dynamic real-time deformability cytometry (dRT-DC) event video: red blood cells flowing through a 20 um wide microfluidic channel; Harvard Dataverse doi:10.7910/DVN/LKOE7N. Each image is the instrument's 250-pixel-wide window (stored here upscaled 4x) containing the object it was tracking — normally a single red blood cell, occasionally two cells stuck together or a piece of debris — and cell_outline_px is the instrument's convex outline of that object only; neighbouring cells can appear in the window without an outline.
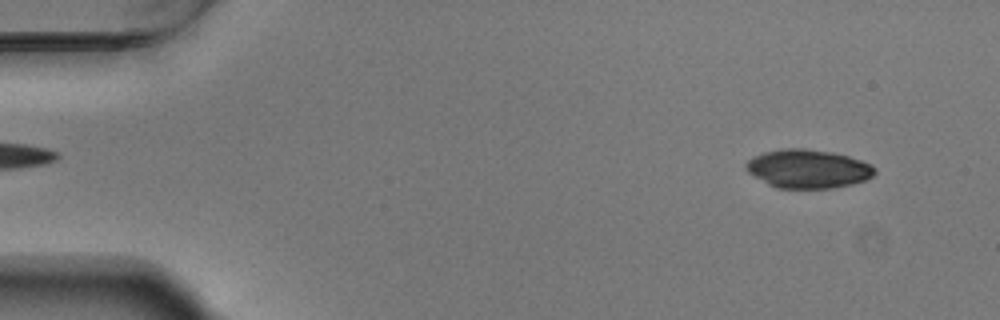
{"species": "Egyptian fruit bat (a non-hibernating species)", "species_latin": "Rousettus aegyptiacus", "temperature_condition": "warm", "stored_images_in_passage": 53, "camera_frame_rate_fps": 3000, "um_per_image_px": 0.085, "animal": {"sex": "male"}, "frame": {"image": 1, "passage_image": 4, "time_ms": 1.0, "image_size_px": [1000, 320], "cell_outline_px": [[876, 172], [872, 176], [864, 180], [852, 184], [832, 188], [776, 188], [768, 184], [748, 172], [744, 168], [744, 164], [752, 156], [764, 152], [780, 148], [804, 148], [832, 152], [848, 156], [872, 164], [876, 168]], "centroid_in_image_um": [68.66, 14.34], "position_along_channel_um": 16.3, "area_um2": 29.13}}
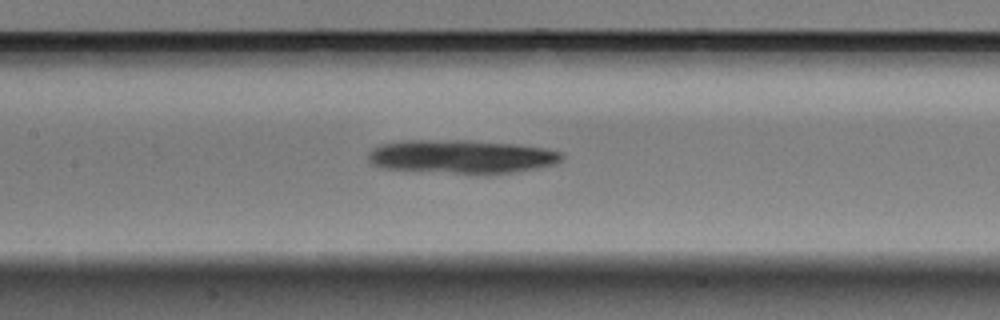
{"frame": {"image": 2, "passage_image": 25, "time_ms": 8.0, "image_size_px": [1000, 320], "cell_outline_px": [[564, 156], [556, 164], [516, 172], [452, 172], [380, 168], [372, 164], [368, 160], [368, 152], [372, 148], [380, 144], [404, 140], [468, 140], [512, 144], [544, 148], [560, 152]], "centroid_in_image_um": [39.17, 13.29], "position_along_channel_um": 168.2, "area_um2": 37.22}}
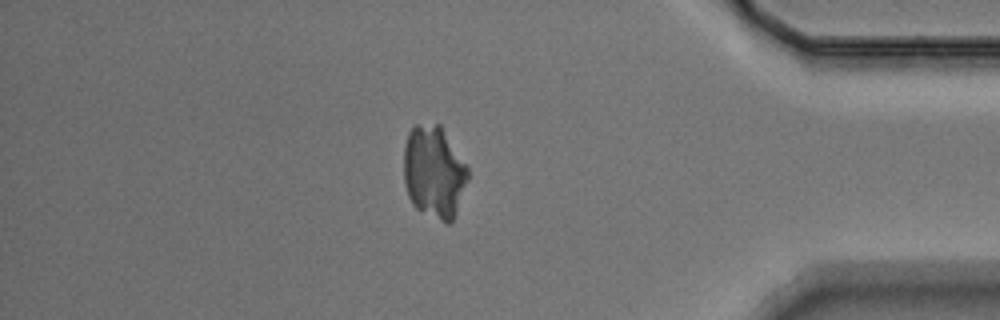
{"frame": {"image": 3, "passage_image": 46, "time_ms": 15.0, "image_size_px": [1000, 320], "cell_outline_px": [[468, 180], [452, 224], [448, 224], [416, 208], [412, 204], [408, 196], [404, 184], [404, 148], [408, 132], [416, 124], [440, 124], [468, 168]], "centroid_in_image_um": [36.88, 14.63], "position_along_channel_um": 398.3, "area_um2": 34.51}}